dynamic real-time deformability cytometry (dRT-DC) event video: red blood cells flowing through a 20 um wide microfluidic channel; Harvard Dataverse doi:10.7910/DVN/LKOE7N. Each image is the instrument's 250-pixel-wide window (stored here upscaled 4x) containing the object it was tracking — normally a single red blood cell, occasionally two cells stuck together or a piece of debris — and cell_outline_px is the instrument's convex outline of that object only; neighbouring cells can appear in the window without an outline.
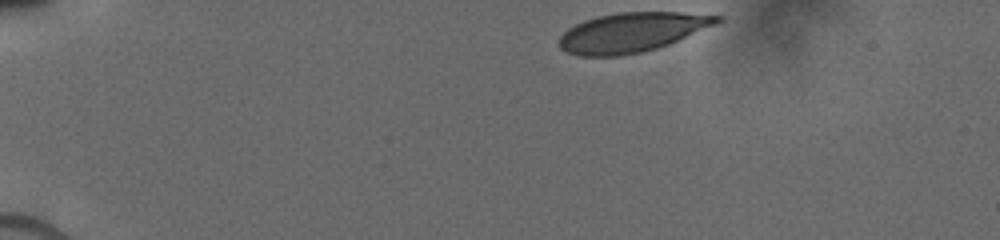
{"species": "human", "species_latin": "Homo sapiens", "temperature_condition": "cold", "stored_images_in_passage": 29, "camera_frame_rate_fps": 3000, "um_per_image_px": 0.085, "donor": {"sex": "male"}, "frame": {"image": 1, "passage_image": 1, "time_ms": 0.0, "image_size_px": [1000, 240], "cell_outline_px": [[724, 20], [668, 44], [656, 48], [640, 52], [616, 56], [580, 56], [568, 52], [560, 48], [560, 36], [568, 28], [584, 20], [596, 16], [616, 12], [680, 12], [724, 16]], "centroid_in_image_um": [53.7, 2.73], "position_along_channel_um": 31.3, "area_um2": 36.01}}
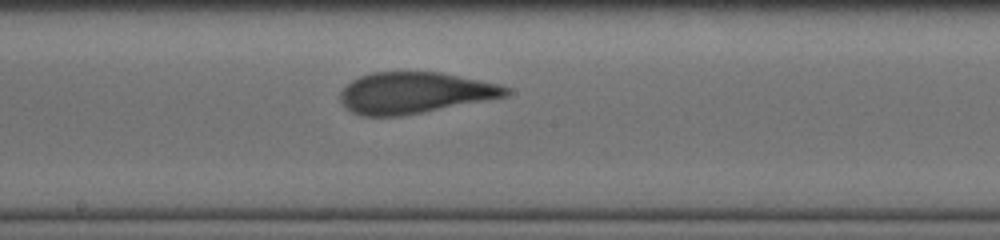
{"frame": {"image": 2, "passage_image": 17, "time_ms": 6.667, "image_size_px": [1000, 240], "cell_outline_px": [[512, 92], [504, 96], [424, 112], [400, 116], [360, 116], [344, 108], [340, 100], [340, 92], [352, 80], [360, 76], [372, 72], [440, 72], [500, 84], [508, 88]], "centroid_in_image_um": [35.19, 7.89], "position_along_channel_um": 213.0, "area_um2": 39.65}}
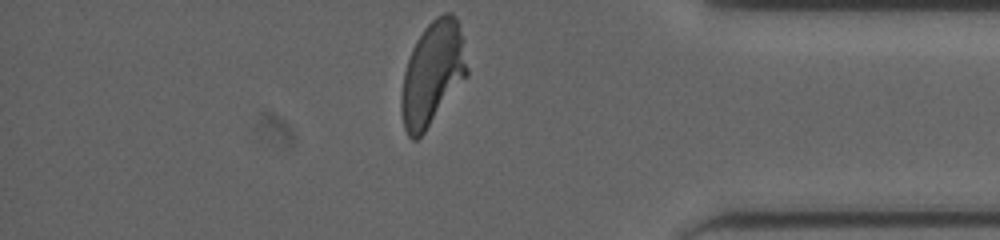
{"frame": {"image": 3, "passage_image": 29, "time_ms": 11.667, "image_size_px": [1000, 240], "cell_outline_px": [[468, 76], [424, 132], [416, 140], [412, 140], [408, 136], [404, 128], [400, 112], [400, 96], [404, 72], [412, 48], [416, 40], [424, 28], [436, 16], [444, 12], [452, 12], [456, 16], [460, 32], [468, 68]], "centroid_in_image_um": [36.74, 6.26], "position_along_channel_um": 398.5, "area_um2": 39.71}}